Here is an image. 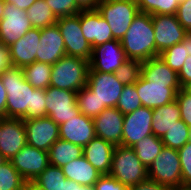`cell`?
Masks as SVG:
<instances>
[{"label": "cell", "mask_w": 191, "mask_h": 190, "mask_svg": "<svg viewBox=\"0 0 191 190\" xmlns=\"http://www.w3.org/2000/svg\"><path fill=\"white\" fill-rule=\"evenodd\" d=\"M120 42L128 59L143 62L160 55L156 50L151 14L145 12L139 11Z\"/></svg>", "instance_id": "obj_1"}, {"label": "cell", "mask_w": 191, "mask_h": 190, "mask_svg": "<svg viewBox=\"0 0 191 190\" xmlns=\"http://www.w3.org/2000/svg\"><path fill=\"white\" fill-rule=\"evenodd\" d=\"M7 91L6 117L23 118L27 109H32L33 90L25 80L23 68L12 66L0 74Z\"/></svg>", "instance_id": "obj_2"}, {"label": "cell", "mask_w": 191, "mask_h": 190, "mask_svg": "<svg viewBox=\"0 0 191 190\" xmlns=\"http://www.w3.org/2000/svg\"><path fill=\"white\" fill-rule=\"evenodd\" d=\"M89 61L73 56H63L52 65L50 86L78 92L86 86Z\"/></svg>", "instance_id": "obj_3"}, {"label": "cell", "mask_w": 191, "mask_h": 190, "mask_svg": "<svg viewBox=\"0 0 191 190\" xmlns=\"http://www.w3.org/2000/svg\"><path fill=\"white\" fill-rule=\"evenodd\" d=\"M109 174L118 182L132 187L148 179L147 168L132 147L115 146Z\"/></svg>", "instance_id": "obj_4"}, {"label": "cell", "mask_w": 191, "mask_h": 190, "mask_svg": "<svg viewBox=\"0 0 191 190\" xmlns=\"http://www.w3.org/2000/svg\"><path fill=\"white\" fill-rule=\"evenodd\" d=\"M97 11L111 28L115 40H121L139 13L136 0H99Z\"/></svg>", "instance_id": "obj_5"}, {"label": "cell", "mask_w": 191, "mask_h": 190, "mask_svg": "<svg viewBox=\"0 0 191 190\" xmlns=\"http://www.w3.org/2000/svg\"><path fill=\"white\" fill-rule=\"evenodd\" d=\"M148 179L169 186H183L181 178V162L176 149L163 147L155 160L147 168Z\"/></svg>", "instance_id": "obj_6"}, {"label": "cell", "mask_w": 191, "mask_h": 190, "mask_svg": "<svg viewBox=\"0 0 191 190\" xmlns=\"http://www.w3.org/2000/svg\"><path fill=\"white\" fill-rule=\"evenodd\" d=\"M56 24L65 43L66 55L89 61L92 48L83 35L80 25V12L73 16L57 18Z\"/></svg>", "instance_id": "obj_7"}, {"label": "cell", "mask_w": 191, "mask_h": 190, "mask_svg": "<svg viewBox=\"0 0 191 190\" xmlns=\"http://www.w3.org/2000/svg\"><path fill=\"white\" fill-rule=\"evenodd\" d=\"M47 117L58 125L80 114L77 106V92L49 86L45 89Z\"/></svg>", "instance_id": "obj_8"}, {"label": "cell", "mask_w": 191, "mask_h": 190, "mask_svg": "<svg viewBox=\"0 0 191 190\" xmlns=\"http://www.w3.org/2000/svg\"><path fill=\"white\" fill-rule=\"evenodd\" d=\"M86 86L99 100V114L106 108L116 107L124 87L114 73L96 71L88 72Z\"/></svg>", "instance_id": "obj_9"}, {"label": "cell", "mask_w": 191, "mask_h": 190, "mask_svg": "<svg viewBox=\"0 0 191 190\" xmlns=\"http://www.w3.org/2000/svg\"><path fill=\"white\" fill-rule=\"evenodd\" d=\"M136 91L140 97L142 106L157 108L176 100V95L181 89L179 83H154L144 80L142 77L135 83Z\"/></svg>", "instance_id": "obj_10"}, {"label": "cell", "mask_w": 191, "mask_h": 190, "mask_svg": "<svg viewBox=\"0 0 191 190\" xmlns=\"http://www.w3.org/2000/svg\"><path fill=\"white\" fill-rule=\"evenodd\" d=\"M27 18V10L18 9L14 4L5 2L3 18L0 20V42L10 46L32 29Z\"/></svg>", "instance_id": "obj_11"}, {"label": "cell", "mask_w": 191, "mask_h": 190, "mask_svg": "<svg viewBox=\"0 0 191 190\" xmlns=\"http://www.w3.org/2000/svg\"><path fill=\"white\" fill-rule=\"evenodd\" d=\"M127 59L121 42L114 39L92 48L89 71L114 73Z\"/></svg>", "instance_id": "obj_12"}, {"label": "cell", "mask_w": 191, "mask_h": 190, "mask_svg": "<svg viewBox=\"0 0 191 190\" xmlns=\"http://www.w3.org/2000/svg\"><path fill=\"white\" fill-rule=\"evenodd\" d=\"M153 109L141 106L124 115L122 146L133 147L138 141L152 133Z\"/></svg>", "instance_id": "obj_13"}, {"label": "cell", "mask_w": 191, "mask_h": 190, "mask_svg": "<svg viewBox=\"0 0 191 190\" xmlns=\"http://www.w3.org/2000/svg\"><path fill=\"white\" fill-rule=\"evenodd\" d=\"M26 144V128L23 120L0 118V154L10 161Z\"/></svg>", "instance_id": "obj_14"}, {"label": "cell", "mask_w": 191, "mask_h": 190, "mask_svg": "<svg viewBox=\"0 0 191 190\" xmlns=\"http://www.w3.org/2000/svg\"><path fill=\"white\" fill-rule=\"evenodd\" d=\"M10 161L27 183H31L50 165L48 152L28 144H26Z\"/></svg>", "instance_id": "obj_15"}, {"label": "cell", "mask_w": 191, "mask_h": 190, "mask_svg": "<svg viewBox=\"0 0 191 190\" xmlns=\"http://www.w3.org/2000/svg\"><path fill=\"white\" fill-rule=\"evenodd\" d=\"M158 53L181 43L188 33L178 21L176 15H151Z\"/></svg>", "instance_id": "obj_16"}, {"label": "cell", "mask_w": 191, "mask_h": 190, "mask_svg": "<svg viewBox=\"0 0 191 190\" xmlns=\"http://www.w3.org/2000/svg\"><path fill=\"white\" fill-rule=\"evenodd\" d=\"M26 128L27 144L48 152L50 147L60 138L59 125L51 118H34L23 120Z\"/></svg>", "instance_id": "obj_17"}, {"label": "cell", "mask_w": 191, "mask_h": 190, "mask_svg": "<svg viewBox=\"0 0 191 190\" xmlns=\"http://www.w3.org/2000/svg\"><path fill=\"white\" fill-rule=\"evenodd\" d=\"M80 25L91 48L114 40L110 26L97 9L81 10Z\"/></svg>", "instance_id": "obj_18"}, {"label": "cell", "mask_w": 191, "mask_h": 190, "mask_svg": "<svg viewBox=\"0 0 191 190\" xmlns=\"http://www.w3.org/2000/svg\"><path fill=\"white\" fill-rule=\"evenodd\" d=\"M123 121L124 115L116 107L104 109L93 118L96 136L114 146L122 145Z\"/></svg>", "instance_id": "obj_19"}, {"label": "cell", "mask_w": 191, "mask_h": 190, "mask_svg": "<svg viewBox=\"0 0 191 190\" xmlns=\"http://www.w3.org/2000/svg\"><path fill=\"white\" fill-rule=\"evenodd\" d=\"M65 55V43L57 24L42 28L36 61L54 65Z\"/></svg>", "instance_id": "obj_20"}, {"label": "cell", "mask_w": 191, "mask_h": 190, "mask_svg": "<svg viewBox=\"0 0 191 190\" xmlns=\"http://www.w3.org/2000/svg\"><path fill=\"white\" fill-rule=\"evenodd\" d=\"M59 137L62 140L84 147L96 137L93 118L82 113L71 117L68 121L59 125Z\"/></svg>", "instance_id": "obj_21"}, {"label": "cell", "mask_w": 191, "mask_h": 190, "mask_svg": "<svg viewBox=\"0 0 191 190\" xmlns=\"http://www.w3.org/2000/svg\"><path fill=\"white\" fill-rule=\"evenodd\" d=\"M40 28H32L26 34L9 46L13 66L21 67L36 61V53L40 43Z\"/></svg>", "instance_id": "obj_22"}, {"label": "cell", "mask_w": 191, "mask_h": 190, "mask_svg": "<svg viewBox=\"0 0 191 190\" xmlns=\"http://www.w3.org/2000/svg\"><path fill=\"white\" fill-rule=\"evenodd\" d=\"M114 147L110 142L96 136L83 147V156L100 174H109Z\"/></svg>", "instance_id": "obj_23"}, {"label": "cell", "mask_w": 191, "mask_h": 190, "mask_svg": "<svg viewBox=\"0 0 191 190\" xmlns=\"http://www.w3.org/2000/svg\"><path fill=\"white\" fill-rule=\"evenodd\" d=\"M65 177L82 186H94L98 181L100 174L88 161L82 156L72 160L62 167Z\"/></svg>", "instance_id": "obj_24"}, {"label": "cell", "mask_w": 191, "mask_h": 190, "mask_svg": "<svg viewBox=\"0 0 191 190\" xmlns=\"http://www.w3.org/2000/svg\"><path fill=\"white\" fill-rule=\"evenodd\" d=\"M141 77L154 83H179L178 74L160 56L142 62Z\"/></svg>", "instance_id": "obj_25"}, {"label": "cell", "mask_w": 191, "mask_h": 190, "mask_svg": "<svg viewBox=\"0 0 191 190\" xmlns=\"http://www.w3.org/2000/svg\"><path fill=\"white\" fill-rule=\"evenodd\" d=\"M181 120L180 108L177 101L153 109L152 133L162 138L168 130Z\"/></svg>", "instance_id": "obj_26"}, {"label": "cell", "mask_w": 191, "mask_h": 190, "mask_svg": "<svg viewBox=\"0 0 191 190\" xmlns=\"http://www.w3.org/2000/svg\"><path fill=\"white\" fill-rule=\"evenodd\" d=\"M83 147L58 139L48 150L50 165L62 168L72 160L83 156Z\"/></svg>", "instance_id": "obj_27"}, {"label": "cell", "mask_w": 191, "mask_h": 190, "mask_svg": "<svg viewBox=\"0 0 191 190\" xmlns=\"http://www.w3.org/2000/svg\"><path fill=\"white\" fill-rule=\"evenodd\" d=\"M163 147L164 144L161 138L151 134L138 141L132 148L143 165L148 168L162 151Z\"/></svg>", "instance_id": "obj_28"}, {"label": "cell", "mask_w": 191, "mask_h": 190, "mask_svg": "<svg viewBox=\"0 0 191 190\" xmlns=\"http://www.w3.org/2000/svg\"><path fill=\"white\" fill-rule=\"evenodd\" d=\"M52 65L35 61L24 66L25 80L36 89H47L50 86Z\"/></svg>", "instance_id": "obj_29"}, {"label": "cell", "mask_w": 191, "mask_h": 190, "mask_svg": "<svg viewBox=\"0 0 191 190\" xmlns=\"http://www.w3.org/2000/svg\"><path fill=\"white\" fill-rule=\"evenodd\" d=\"M66 179L62 168L49 165L31 183L40 190H63Z\"/></svg>", "instance_id": "obj_30"}, {"label": "cell", "mask_w": 191, "mask_h": 190, "mask_svg": "<svg viewBox=\"0 0 191 190\" xmlns=\"http://www.w3.org/2000/svg\"><path fill=\"white\" fill-rule=\"evenodd\" d=\"M27 18L31 21L33 28H45L55 25L56 16L51 11L45 0H37L27 9Z\"/></svg>", "instance_id": "obj_31"}, {"label": "cell", "mask_w": 191, "mask_h": 190, "mask_svg": "<svg viewBox=\"0 0 191 190\" xmlns=\"http://www.w3.org/2000/svg\"><path fill=\"white\" fill-rule=\"evenodd\" d=\"M26 184L11 161L0 165V190H25Z\"/></svg>", "instance_id": "obj_32"}, {"label": "cell", "mask_w": 191, "mask_h": 190, "mask_svg": "<svg viewBox=\"0 0 191 190\" xmlns=\"http://www.w3.org/2000/svg\"><path fill=\"white\" fill-rule=\"evenodd\" d=\"M140 12L151 15H176L178 0H137Z\"/></svg>", "instance_id": "obj_33"}, {"label": "cell", "mask_w": 191, "mask_h": 190, "mask_svg": "<svg viewBox=\"0 0 191 190\" xmlns=\"http://www.w3.org/2000/svg\"><path fill=\"white\" fill-rule=\"evenodd\" d=\"M189 129L182 120L176 121L168 132L161 138L165 147L179 150L189 141Z\"/></svg>", "instance_id": "obj_34"}, {"label": "cell", "mask_w": 191, "mask_h": 190, "mask_svg": "<svg viewBox=\"0 0 191 190\" xmlns=\"http://www.w3.org/2000/svg\"><path fill=\"white\" fill-rule=\"evenodd\" d=\"M142 61L127 59L115 72L116 79L123 85L136 83L141 77Z\"/></svg>", "instance_id": "obj_35"}, {"label": "cell", "mask_w": 191, "mask_h": 190, "mask_svg": "<svg viewBox=\"0 0 191 190\" xmlns=\"http://www.w3.org/2000/svg\"><path fill=\"white\" fill-rule=\"evenodd\" d=\"M77 106L80 113L87 117L94 118L99 115V100L87 86L77 92Z\"/></svg>", "instance_id": "obj_36"}, {"label": "cell", "mask_w": 191, "mask_h": 190, "mask_svg": "<svg viewBox=\"0 0 191 190\" xmlns=\"http://www.w3.org/2000/svg\"><path fill=\"white\" fill-rule=\"evenodd\" d=\"M142 106L140 97L134 84L124 85L116 108L123 114H129Z\"/></svg>", "instance_id": "obj_37"}, {"label": "cell", "mask_w": 191, "mask_h": 190, "mask_svg": "<svg viewBox=\"0 0 191 190\" xmlns=\"http://www.w3.org/2000/svg\"><path fill=\"white\" fill-rule=\"evenodd\" d=\"M159 56L173 71L178 74L185 63L188 54L186 46H183L182 43H178L160 53Z\"/></svg>", "instance_id": "obj_38"}, {"label": "cell", "mask_w": 191, "mask_h": 190, "mask_svg": "<svg viewBox=\"0 0 191 190\" xmlns=\"http://www.w3.org/2000/svg\"><path fill=\"white\" fill-rule=\"evenodd\" d=\"M47 117L46 102H45V89H34L32 109H27L26 115L22 120H29L34 118Z\"/></svg>", "instance_id": "obj_39"}, {"label": "cell", "mask_w": 191, "mask_h": 190, "mask_svg": "<svg viewBox=\"0 0 191 190\" xmlns=\"http://www.w3.org/2000/svg\"><path fill=\"white\" fill-rule=\"evenodd\" d=\"M45 2L56 18L73 16L81 11L74 0H45Z\"/></svg>", "instance_id": "obj_40"}, {"label": "cell", "mask_w": 191, "mask_h": 190, "mask_svg": "<svg viewBox=\"0 0 191 190\" xmlns=\"http://www.w3.org/2000/svg\"><path fill=\"white\" fill-rule=\"evenodd\" d=\"M178 152L181 162L182 184L186 186L191 183V142L188 141Z\"/></svg>", "instance_id": "obj_41"}, {"label": "cell", "mask_w": 191, "mask_h": 190, "mask_svg": "<svg viewBox=\"0 0 191 190\" xmlns=\"http://www.w3.org/2000/svg\"><path fill=\"white\" fill-rule=\"evenodd\" d=\"M176 101L180 108L181 120L191 127V96L181 88L176 95Z\"/></svg>", "instance_id": "obj_42"}, {"label": "cell", "mask_w": 191, "mask_h": 190, "mask_svg": "<svg viewBox=\"0 0 191 190\" xmlns=\"http://www.w3.org/2000/svg\"><path fill=\"white\" fill-rule=\"evenodd\" d=\"M94 188L95 190H130V187L118 182L110 174L101 175Z\"/></svg>", "instance_id": "obj_43"}, {"label": "cell", "mask_w": 191, "mask_h": 190, "mask_svg": "<svg viewBox=\"0 0 191 190\" xmlns=\"http://www.w3.org/2000/svg\"><path fill=\"white\" fill-rule=\"evenodd\" d=\"M176 17L187 32H191V0L179 3Z\"/></svg>", "instance_id": "obj_44"}, {"label": "cell", "mask_w": 191, "mask_h": 190, "mask_svg": "<svg viewBox=\"0 0 191 190\" xmlns=\"http://www.w3.org/2000/svg\"><path fill=\"white\" fill-rule=\"evenodd\" d=\"M178 81L183 88L186 84L191 82V56H188L178 73Z\"/></svg>", "instance_id": "obj_45"}, {"label": "cell", "mask_w": 191, "mask_h": 190, "mask_svg": "<svg viewBox=\"0 0 191 190\" xmlns=\"http://www.w3.org/2000/svg\"><path fill=\"white\" fill-rule=\"evenodd\" d=\"M12 66L9 46L0 42V74Z\"/></svg>", "instance_id": "obj_46"}, {"label": "cell", "mask_w": 191, "mask_h": 190, "mask_svg": "<svg viewBox=\"0 0 191 190\" xmlns=\"http://www.w3.org/2000/svg\"><path fill=\"white\" fill-rule=\"evenodd\" d=\"M130 190H171V187L147 179L130 187Z\"/></svg>", "instance_id": "obj_47"}, {"label": "cell", "mask_w": 191, "mask_h": 190, "mask_svg": "<svg viewBox=\"0 0 191 190\" xmlns=\"http://www.w3.org/2000/svg\"><path fill=\"white\" fill-rule=\"evenodd\" d=\"M7 91L0 78V118L6 117Z\"/></svg>", "instance_id": "obj_48"}, {"label": "cell", "mask_w": 191, "mask_h": 190, "mask_svg": "<svg viewBox=\"0 0 191 190\" xmlns=\"http://www.w3.org/2000/svg\"><path fill=\"white\" fill-rule=\"evenodd\" d=\"M63 190H95V188L94 186H82L72 180L66 179Z\"/></svg>", "instance_id": "obj_49"}, {"label": "cell", "mask_w": 191, "mask_h": 190, "mask_svg": "<svg viewBox=\"0 0 191 190\" xmlns=\"http://www.w3.org/2000/svg\"><path fill=\"white\" fill-rule=\"evenodd\" d=\"M81 10L96 9L99 0H74Z\"/></svg>", "instance_id": "obj_50"}, {"label": "cell", "mask_w": 191, "mask_h": 190, "mask_svg": "<svg viewBox=\"0 0 191 190\" xmlns=\"http://www.w3.org/2000/svg\"><path fill=\"white\" fill-rule=\"evenodd\" d=\"M37 0H5L7 3L14 4L18 9L27 10Z\"/></svg>", "instance_id": "obj_51"}, {"label": "cell", "mask_w": 191, "mask_h": 190, "mask_svg": "<svg viewBox=\"0 0 191 190\" xmlns=\"http://www.w3.org/2000/svg\"><path fill=\"white\" fill-rule=\"evenodd\" d=\"M181 43L183 46H186L188 56H191V32H188L185 35V38L182 40Z\"/></svg>", "instance_id": "obj_52"}, {"label": "cell", "mask_w": 191, "mask_h": 190, "mask_svg": "<svg viewBox=\"0 0 191 190\" xmlns=\"http://www.w3.org/2000/svg\"><path fill=\"white\" fill-rule=\"evenodd\" d=\"M5 0H0V20L3 18Z\"/></svg>", "instance_id": "obj_53"}, {"label": "cell", "mask_w": 191, "mask_h": 190, "mask_svg": "<svg viewBox=\"0 0 191 190\" xmlns=\"http://www.w3.org/2000/svg\"><path fill=\"white\" fill-rule=\"evenodd\" d=\"M187 94H189L191 96V82L186 84L183 88H182Z\"/></svg>", "instance_id": "obj_54"}, {"label": "cell", "mask_w": 191, "mask_h": 190, "mask_svg": "<svg viewBox=\"0 0 191 190\" xmlns=\"http://www.w3.org/2000/svg\"><path fill=\"white\" fill-rule=\"evenodd\" d=\"M25 190H40L37 187H35L32 183H27Z\"/></svg>", "instance_id": "obj_55"}, {"label": "cell", "mask_w": 191, "mask_h": 190, "mask_svg": "<svg viewBox=\"0 0 191 190\" xmlns=\"http://www.w3.org/2000/svg\"><path fill=\"white\" fill-rule=\"evenodd\" d=\"M171 190H189L187 186L171 187Z\"/></svg>", "instance_id": "obj_56"}, {"label": "cell", "mask_w": 191, "mask_h": 190, "mask_svg": "<svg viewBox=\"0 0 191 190\" xmlns=\"http://www.w3.org/2000/svg\"><path fill=\"white\" fill-rule=\"evenodd\" d=\"M7 160L0 154V165L5 163Z\"/></svg>", "instance_id": "obj_57"}, {"label": "cell", "mask_w": 191, "mask_h": 190, "mask_svg": "<svg viewBox=\"0 0 191 190\" xmlns=\"http://www.w3.org/2000/svg\"><path fill=\"white\" fill-rule=\"evenodd\" d=\"M189 142H191V127L189 129Z\"/></svg>", "instance_id": "obj_58"}, {"label": "cell", "mask_w": 191, "mask_h": 190, "mask_svg": "<svg viewBox=\"0 0 191 190\" xmlns=\"http://www.w3.org/2000/svg\"><path fill=\"white\" fill-rule=\"evenodd\" d=\"M186 186L188 187L189 190H191V183Z\"/></svg>", "instance_id": "obj_59"}]
</instances>
